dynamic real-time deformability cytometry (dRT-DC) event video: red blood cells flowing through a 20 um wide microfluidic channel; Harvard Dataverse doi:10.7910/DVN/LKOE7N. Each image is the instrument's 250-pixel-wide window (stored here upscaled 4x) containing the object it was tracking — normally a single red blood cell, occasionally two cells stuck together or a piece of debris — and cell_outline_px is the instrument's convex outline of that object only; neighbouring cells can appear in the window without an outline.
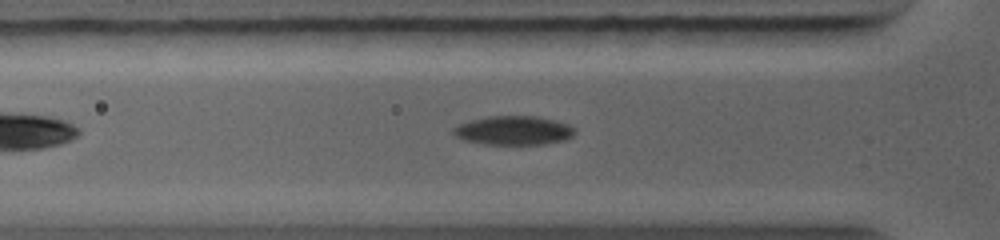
{"species": "common noctule bat (a hibernating species)", "species_latin": "Nyctalus noctula", "temperature_condition": "warm", "stored_images_in_passage": 18, "camera_frame_rate_fps": 5000, "um_per_image_px": 0.085, "animal": {"sex": "female", "body_mass_g": 19.0, "forearm_length_mm": 56.7}, "frame": {"image": 1, "passage_image": 2, "time_ms": 0.2, "image_size_px": [1000, 240], "cell_outline_px": [[576, 132], [572, 136], [564, 140], [544, 144], [484, 144], [464, 140], [452, 136], [452, 128], [460, 124], [472, 120], [488, 116], [536, 116], [556, 120], [568, 124], [576, 128]], "centroid_in_image_um": [43.65, 11.09], "position_along_channel_um": 82.1, "area_um2": 20.63}}
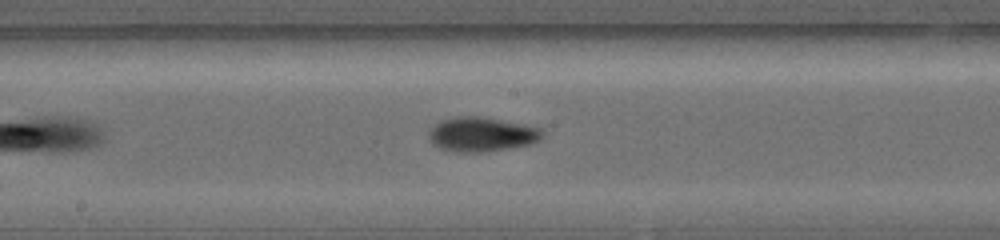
{"frame": {"image": 2, "passage_image": 10, "time_ms": 2.8, "image_size_px": [1000, 240], "cell_outline_px": [[544, 136], [540, 140], [532, 144], [484, 152], [460, 152], [440, 148], [432, 144], [428, 140], [428, 128], [440, 120], [456, 116], [484, 116], [544, 128]], "centroid_in_image_um": [40.94, 11.4], "position_along_channel_um": 207.3, "area_um2": 23.35}}
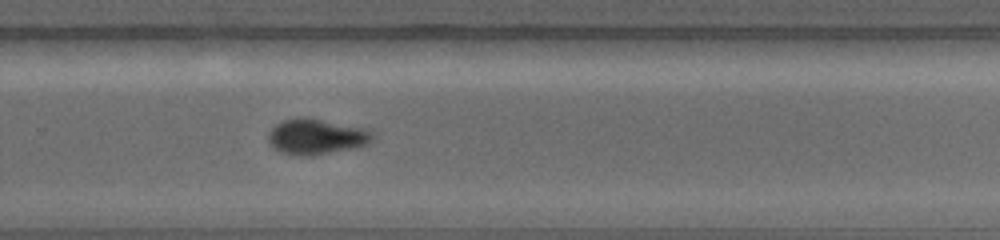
{"frame": {"image": 3, "passage_image": 16, "time_ms": 4.8, "image_size_px": [1000, 240], "cell_outline_px": [[376, 132], [372, 140], [368, 144], [356, 148], [312, 156], [300, 156], [280, 152], [272, 148], [268, 144], [268, 132], [276, 124], [284, 120], [320, 120], [368, 128]], "centroid_in_image_um": [26.93, 11.67], "position_along_channel_um": 302.9, "area_um2": 21.5}}